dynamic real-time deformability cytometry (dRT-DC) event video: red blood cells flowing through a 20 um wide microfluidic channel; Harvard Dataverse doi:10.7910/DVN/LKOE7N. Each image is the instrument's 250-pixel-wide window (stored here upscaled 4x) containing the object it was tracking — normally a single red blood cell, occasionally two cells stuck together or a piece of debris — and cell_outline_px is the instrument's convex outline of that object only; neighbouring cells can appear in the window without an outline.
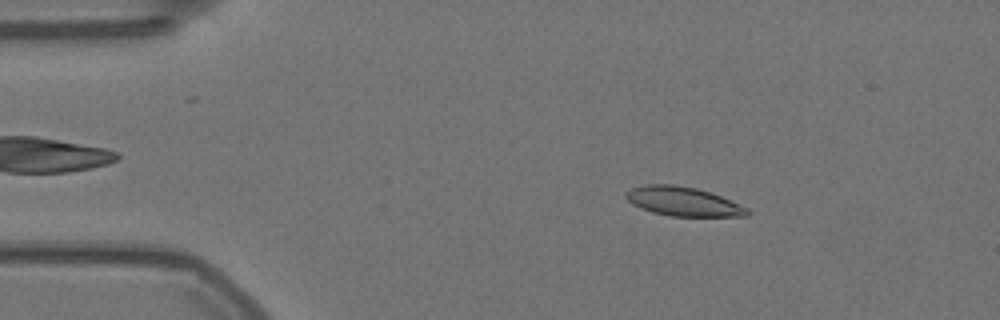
{"species": "Egyptian fruit bat (a non-hibernating species)", "species_latin": "Rousettus aegyptiacus", "temperature_condition": "warm", "stored_images_in_passage": 56, "camera_frame_rate_fps": 3000, "um_per_image_px": 0.085, "animal": {"sex": "female"}, "frame": {"image": 1, "passage_image": 8, "time_ms": 2.333, "image_size_px": [1000, 320], "cell_outline_px": [[748, 216], [672, 216], [652, 212], [632, 204], [624, 196], [624, 192], [632, 188], [648, 184], [672, 184], [696, 188], [720, 196], [748, 208]], "centroid_in_image_um": [58.02, 17.12], "position_along_channel_um": 27.0, "area_um2": 20.35}}
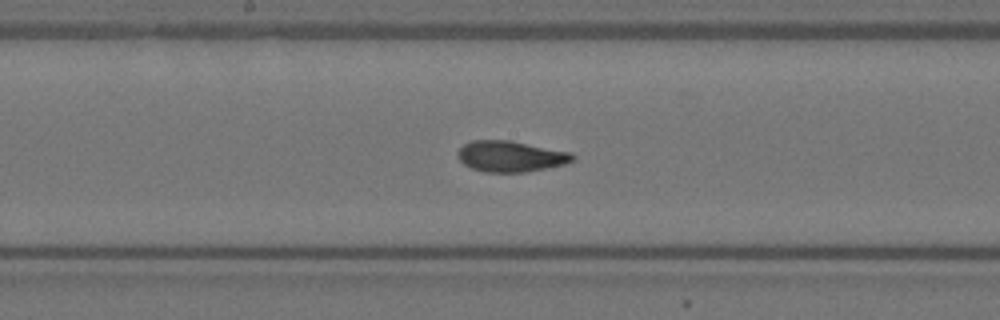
{"frame": {"image": 2, "passage_image": 28, "time_ms": 9.0, "image_size_px": [1000, 320], "cell_outline_px": [[576, 160], [564, 164], [524, 172], [484, 172], [472, 168], [464, 164], [456, 156], [456, 152], [464, 144], [472, 140], [512, 140], [572, 152], [576, 156]], "centroid_in_image_um": [43.41, 13.27], "position_along_channel_um": 204.8, "area_um2": 20.92}}
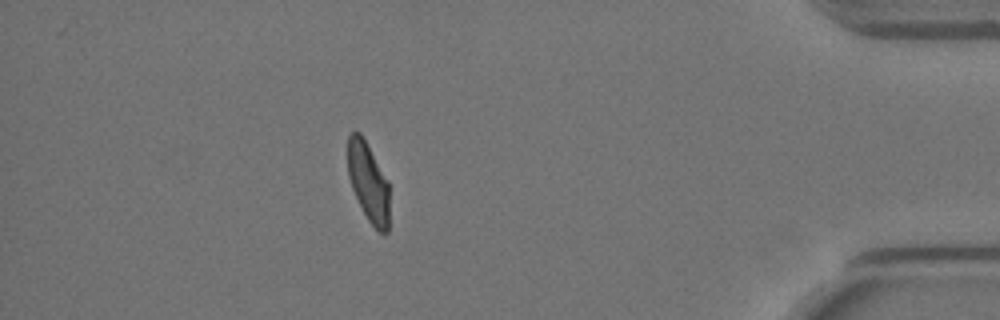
{"frame": {"image": 3, "passage_image": 49, "time_ms": 16.0, "image_size_px": [1000, 320], "cell_outline_px": [[388, 232], [380, 232], [368, 220], [352, 188], [348, 176], [348, 136], [352, 132], [360, 132], [388, 180]], "centroid_in_image_um": [31.3, 15.45], "position_along_channel_um": 403.9, "area_um2": 18.79}, "authors_computed_cell_mechanics": {"area_um2": 20.4612, "velocity_mm_per_s": 3.5454, "shape_relaxation_time_tau1_ms": 5.1648, "shape_relaxation_time_tau2_ms": 1.3892, "deformation_change_tau1": 0.1648, "deformation_change_tau2": 0.075}}